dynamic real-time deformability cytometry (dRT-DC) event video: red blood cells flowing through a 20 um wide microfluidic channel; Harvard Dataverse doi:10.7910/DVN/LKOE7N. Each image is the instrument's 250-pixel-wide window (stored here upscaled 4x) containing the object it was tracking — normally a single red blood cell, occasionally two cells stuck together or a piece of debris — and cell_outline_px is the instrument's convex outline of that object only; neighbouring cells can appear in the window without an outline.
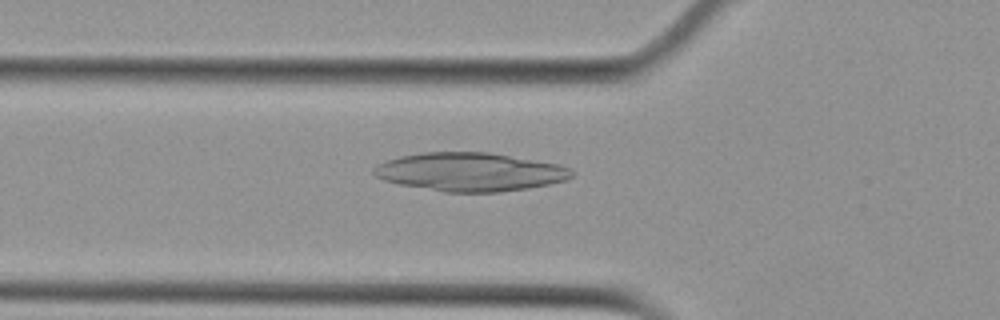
{"species": "Egyptian fruit bat (a non-hibernating species)", "species_latin": "Rousettus aegyptiacus", "temperature_condition": "cold", "stored_images_in_passage": 52, "camera_frame_rate_fps": 3000, "um_per_image_px": 0.085, "animal": {"sex": "female"}, "frame": {"image": 1, "passage_image": 17, "time_ms": 5.333, "image_size_px": [1000, 320], "cell_outline_px": [[576, 172], [568, 180], [528, 188], [500, 192], [444, 192], [400, 184], [384, 180], [376, 176], [372, 172], [372, 168], [376, 164], [400, 156], [424, 152], [488, 152], [560, 164]], "centroid_in_image_um": [39.96, 14.61], "position_along_channel_um": 85.8, "area_um2": 44.45}}
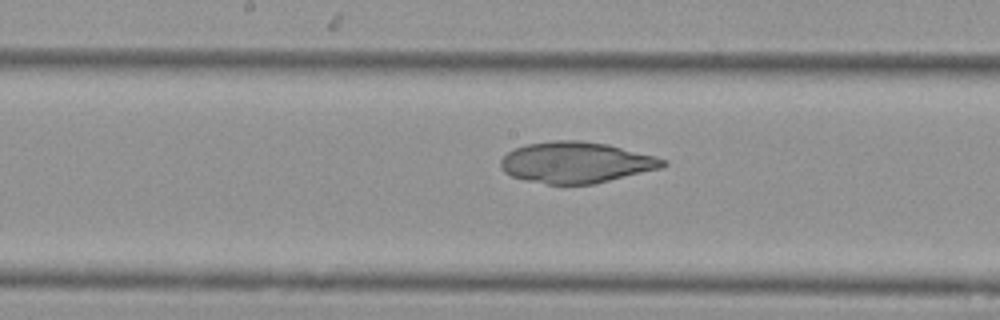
{"frame": {"image": 2, "passage_image": 26, "time_ms": 8.333, "image_size_px": [1000, 320], "cell_outline_px": [[668, 164], [664, 168], [596, 184], [548, 184], [524, 180], [512, 176], [504, 172], [500, 164], [500, 160], [508, 152], [516, 148], [528, 144], [552, 140], [580, 140], [608, 144], [656, 156], [668, 160]], "centroid_in_image_um": [49.04, 13.81], "position_along_channel_um": 199.2, "area_um2": 39.25}}
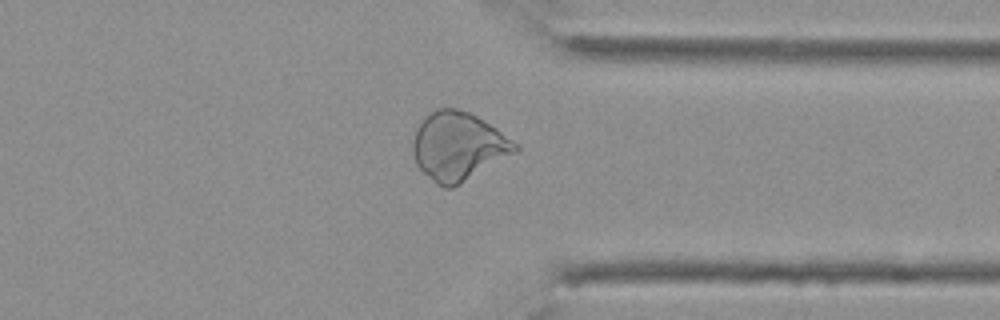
{"frame": {"image": 3, "passage_image": 40, "time_ms": 13.0, "image_size_px": [1000, 320], "cell_outline_px": [[520, 148], [516, 152], [460, 184], [452, 188], [444, 188], [436, 184], [416, 164], [412, 152], [412, 144], [416, 128], [424, 116], [428, 112], [436, 108], [456, 108], [468, 112], [484, 120], [520, 144]], "centroid_in_image_um": [38.94, 12.42], "position_along_channel_um": 372.5, "area_um2": 40.86}}